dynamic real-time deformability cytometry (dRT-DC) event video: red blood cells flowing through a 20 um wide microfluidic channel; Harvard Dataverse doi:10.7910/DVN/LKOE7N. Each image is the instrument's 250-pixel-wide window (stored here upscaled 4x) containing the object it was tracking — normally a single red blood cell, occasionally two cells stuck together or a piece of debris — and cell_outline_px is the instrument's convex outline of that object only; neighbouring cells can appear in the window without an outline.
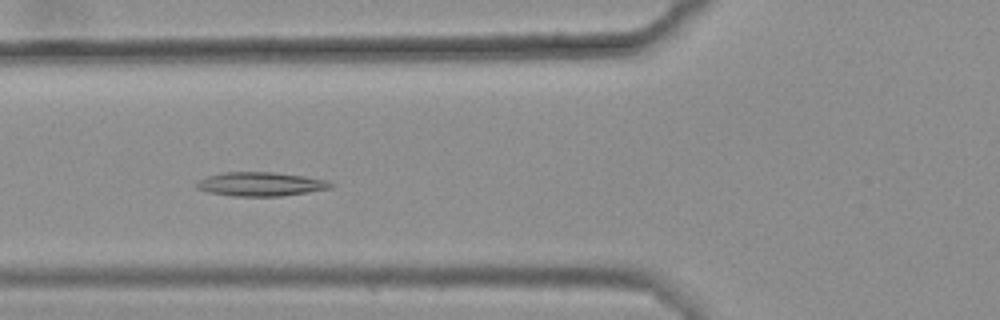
{"species": "common noctule bat (a hibernating species)", "species_latin": "Nyctalus noctula", "temperature_condition": "warm", "stored_images_in_passage": 54, "camera_frame_rate_fps": 3000, "um_per_image_px": 0.085, "animal": {"sex": "female", "body_mass_g": 25.1}, "frame": {"image": 1, "passage_image": 17, "time_ms": 5.333, "image_size_px": [1000, 320], "cell_outline_px": [[336, 184], [332, 188], [308, 192], [280, 196], [232, 196], [208, 192], [196, 188], [192, 184], [208, 176], [220, 172], [272, 172], [304, 176], [328, 180]], "centroid_in_image_um": [22.15, 15.65], "position_along_channel_um": 103.6, "area_um2": 18.9}}
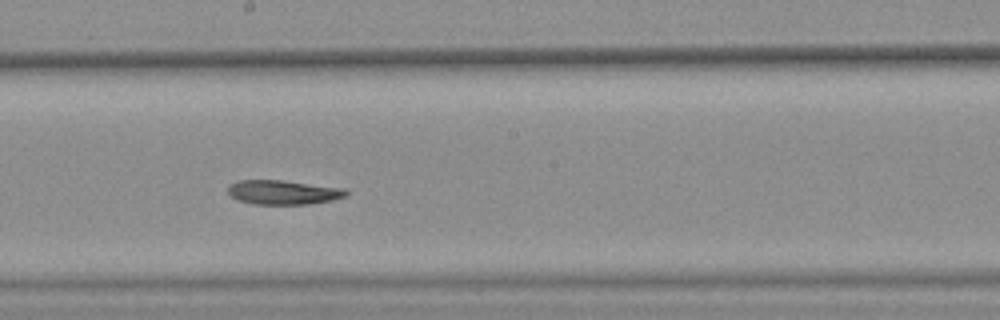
{"frame": {"image": 2, "passage_image": 27, "time_ms": 8.667, "image_size_px": [1000, 320], "cell_outline_px": [[348, 196], [332, 200], [308, 204], [252, 204], [236, 200], [228, 192], [228, 188], [236, 180], [280, 180], [348, 188]], "centroid_in_image_um": [24.12, 16.34], "position_along_channel_um": 224.1, "area_um2": 16.88}}
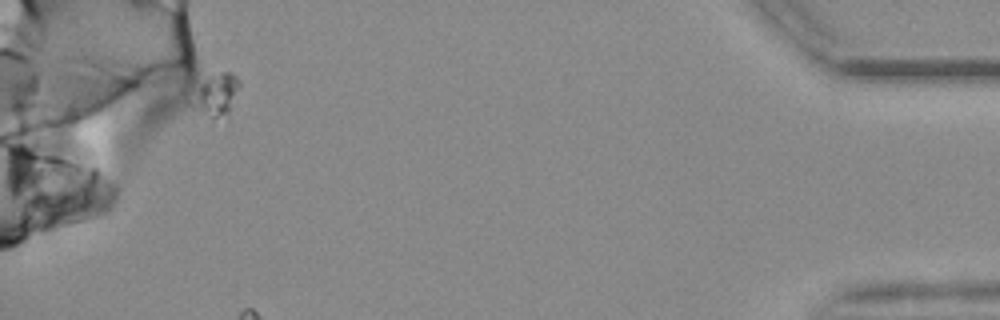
{"frame": {"image": 3, "passage_image": 47, "time_ms": 15.333, "image_size_px": [1000, 320], "cell_outline_px": [[240, 88], [228, 112], [216, 116], [212, 116], [200, 108], [192, 96], [200, 84], [212, 76], [224, 72], [232, 72], [240, 80]], "centroid_in_image_um": [18.49, 7.94], "position_along_channel_um": 416.7, "area_um2": 10.4}}